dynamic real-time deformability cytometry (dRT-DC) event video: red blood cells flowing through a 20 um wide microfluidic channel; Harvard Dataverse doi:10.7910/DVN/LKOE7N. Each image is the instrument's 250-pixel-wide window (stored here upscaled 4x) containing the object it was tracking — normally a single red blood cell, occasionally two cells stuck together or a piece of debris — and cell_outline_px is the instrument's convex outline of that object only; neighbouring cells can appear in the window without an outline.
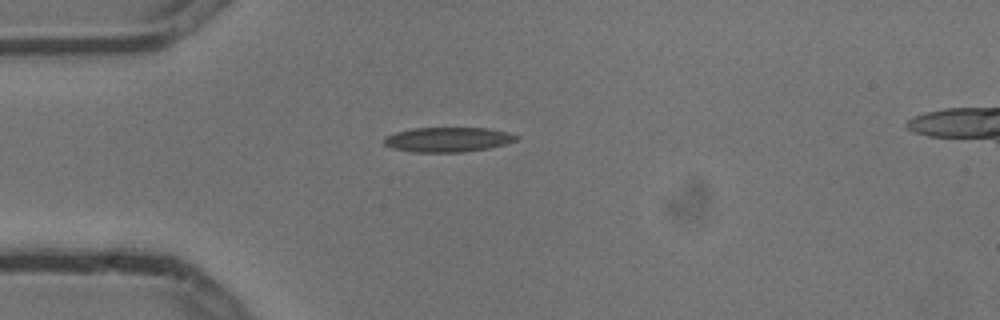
{"species": "common noctule bat (a hibernating species)", "species_latin": "Nyctalus noctula", "temperature_condition": "cold", "stored_images_in_passage": 1, "camera_frame_rate_fps": 3000, "um_per_image_px": 0.085, "animal": {"sex": "male", "body_mass_g": 13.3}, "frame": {"image": 1, "passage_image": 1, "time_ms": 0.0, "image_size_px": [1000, 320], "cell_outline_px": [[516, 140], [504, 144], [488, 148], [464, 152], [412, 152], [392, 148], [384, 144], [384, 136], [396, 132], [416, 128], [488, 128], [508, 132], [516, 136]], "centroid_in_image_um": [38.02, 11.86], "position_along_channel_um": 47.0, "area_um2": 18.9}}